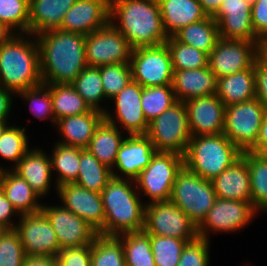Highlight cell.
Segmentation results:
<instances>
[{
  "mask_svg": "<svg viewBox=\"0 0 267 266\" xmlns=\"http://www.w3.org/2000/svg\"><path fill=\"white\" fill-rule=\"evenodd\" d=\"M37 37L42 83L71 84L87 66L86 35L57 29Z\"/></svg>",
  "mask_w": 267,
  "mask_h": 266,
  "instance_id": "obj_1",
  "label": "cell"
},
{
  "mask_svg": "<svg viewBox=\"0 0 267 266\" xmlns=\"http://www.w3.org/2000/svg\"><path fill=\"white\" fill-rule=\"evenodd\" d=\"M110 23L132 49L161 45L168 39L157 0H110Z\"/></svg>",
  "mask_w": 267,
  "mask_h": 266,
  "instance_id": "obj_2",
  "label": "cell"
},
{
  "mask_svg": "<svg viewBox=\"0 0 267 266\" xmlns=\"http://www.w3.org/2000/svg\"><path fill=\"white\" fill-rule=\"evenodd\" d=\"M134 180L112 177L102 189L104 236H118L144 229L145 208Z\"/></svg>",
  "mask_w": 267,
  "mask_h": 266,
  "instance_id": "obj_3",
  "label": "cell"
},
{
  "mask_svg": "<svg viewBox=\"0 0 267 266\" xmlns=\"http://www.w3.org/2000/svg\"><path fill=\"white\" fill-rule=\"evenodd\" d=\"M29 35L15 33L0 45V85L15 94L42 84L38 43Z\"/></svg>",
  "mask_w": 267,
  "mask_h": 266,
  "instance_id": "obj_4",
  "label": "cell"
},
{
  "mask_svg": "<svg viewBox=\"0 0 267 266\" xmlns=\"http://www.w3.org/2000/svg\"><path fill=\"white\" fill-rule=\"evenodd\" d=\"M241 151L222 133L191 137L184 166L206 180H212L241 157Z\"/></svg>",
  "mask_w": 267,
  "mask_h": 266,
  "instance_id": "obj_5",
  "label": "cell"
},
{
  "mask_svg": "<svg viewBox=\"0 0 267 266\" xmlns=\"http://www.w3.org/2000/svg\"><path fill=\"white\" fill-rule=\"evenodd\" d=\"M146 136L157 152H174L184 156L192 137L184 102L177 101L149 122Z\"/></svg>",
  "mask_w": 267,
  "mask_h": 266,
  "instance_id": "obj_6",
  "label": "cell"
},
{
  "mask_svg": "<svg viewBox=\"0 0 267 266\" xmlns=\"http://www.w3.org/2000/svg\"><path fill=\"white\" fill-rule=\"evenodd\" d=\"M216 198L211 180H206L183 166L176 176L170 201L199 225Z\"/></svg>",
  "mask_w": 267,
  "mask_h": 266,
  "instance_id": "obj_7",
  "label": "cell"
},
{
  "mask_svg": "<svg viewBox=\"0 0 267 266\" xmlns=\"http://www.w3.org/2000/svg\"><path fill=\"white\" fill-rule=\"evenodd\" d=\"M183 166L184 156L156 152L150 164L134 180L136 188L150 197L151 201L145 204L170 201L176 176Z\"/></svg>",
  "mask_w": 267,
  "mask_h": 266,
  "instance_id": "obj_8",
  "label": "cell"
},
{
  "mask_svg": "<svg viewBox=\"0 0 267 266\" xmlns=\"http://www.w3.org/2000/svg\"><path fill=\"white\" fill-rule=\"evenodd\" d=\"M266 107L258 99L226 106L223 134L241 151L257 142Z\"/></svg>",
  "mask_w": 267,
  "mask_h": 266,
  "instance_id": "obj_9",
  "label": "cell"
},
{
  "mask_svg": "<svg viewBox=\"0 0 267 266\" xmlns=\"http://www.w3.org/2000/svg\"><path fill=\"white\" fill-rule=\"evenodd\" d=\"M129 63L132 80L142 87L172 85L173 68L166 43L132 49Z\"/></svg>",
  "mask_w": 267,
  "mask_h": 266,
  "instance_id": "obj_10",
  "label": "cell"
},
{
  "mask_svg": "<svg viewBox=\"0 0 267 266\" xmlns=\"http://www.w3.org/2000/svg\"><path fill=\"white\" fill-rule=\"evenodd\" d=\"M145 205L143 230L147 234L185 239L188 242L199 237L198 225L171 201Z\"/></svg>",
  "mask_w": 267,
  "mask_h": 266,
  "instance_id": "obj_11",
  "label": "cell"
},
{
  "mask_svg": "<svg viewBox=\"0 0 267 266\" xmlns=\"http://www.w3.org/2000/svg\"><path fill=\"white\" fill-rule=\"evenodd\" d=\"M132 48L125 36L111 23L85 37V60L87 66L129 63Z\"/></svg>",
  "mask_w": 267,
  "mask_h": 266,
  "instance_id": "obj_12",
  "label": "cell"
},
{
  "mask_svg": "<svg viewBox=\"0 0 267 266\" xmlns=\"http://www.w3.org/2000/svg\"><path fill=\"white\" fill-rule=\"evenodd\" d=\"M259 54L254 42L219 38L209 54L208 67L219 79L249 69Z\"/></svg>",
  "mask_w": 267,
  "mask_h": 266,
  "instance_id": "obj_13",
  "label": "cell"
},
{
  "mask_svg": "<svg viewBox=\"0 0 267 266\" xmlns=\"http://www.w3.org/2000/svg\"><path fill=\"white\" fill-rule=\"evenodd\" d=\"M256 213L258 212L251 202L216 198L214 205L198 225L199 237L209 240V231H214L215 233L240 231L252 221Z\"/></svg>",
  "mask_w": 267,
  "mask_h": 266,
  "instance_id": "obj_14",
  "label": "cell"
},
{
  "mask_svg": "<svg viewBox=\"0 0 267 266\" xmlns=\"http://www.w3.org/2000/svg\"><path fill=\"white\" fill-rule=\"evenodd\" d=\"M15 230L27 255L56 256L60 249L57 235L41 210L36 213L20 215Z\"/></svg>",
  "mask_w": 267,
  "mask_h": 266,
  "instance_id": "obj_15",
  "label": "cell"
},
{
  "mask_svg": "<svg viewBox=\"0 0 267 266\" xmlns=\"http://www.w3.org/2000/svg\"><path fill=\"white\" fill-rule=\"evenodd\" d=\"M252 0H223L213 16L222 39L248 40L259 47L261 39L255 33L251 17Z\"/></svg>",
  "mask_w": 267,
  "mask_h": 266,
  "instance_id": "obj_16",
  "label": "cell"
},
{
  "mask_svg": "<svg viewBox=\"0 0 267 266\" xmlns=\"http://www.w3.org/2000/svg\"><path fill=\"white\" fill-rule=\"evenodd\" d=\"M41 210L57 235L60 249L90 245L98 235L82 218L62 205H42Z\"/></svg>",
  "mask_w": 267,
  "mask_h": 266,
  "instance_id": "obj_17",
  "label": "cell"
},
{
  "mask_svg": "<svg viewBox=\"0 0 267 266\" xmlns=\"http://www.w3.org/2000/svg\"><path fill=\"white\" fill-rule=\"evenodd\" d=\"M142 88L139 83L131 80L112 98L116 105V119L108 110L104 113V119L115 126L120 122V127L126 129L128 135H146L149 123L141 107Z\"/></svg>",
  "mask_w": 267,
  "mask_h": 266,
  "instance_id": "obj_18",
  "label": "cell"
},
{
  "mask_svg": "<svg viewBox=\"0 0 267 266\" xmlns=\"http://www.w3.org/2000/svg\"><path fill=\"white\" fill-rule=\"evenodd\" d=\"M62 206L78 215L99 235L104 236L105 212L101 194L82 188L76 183L57 187Z\"/></svg>",
  "mask_w": 267,
  "mask_h": 266,
  "instance_id": "obj_19",
  "label": "cell"
},
{
  "mask_svg": "<svg viewBox=\"0 0 267 266\" xmlns=\"http://www.w3.org/2000/svg\"><path fill=\"white\" fill-rule=\"evenodd\" d=\"M184 104L192 137L223 133L226 106L217 94L193 98Z\"/></svg>",
  "mask_w": 267,
  "mask_h": 266,
  "instance_id": "obj_20",
  "label": "cell"
},
{
  "mask_svg": "<svg viewBox=\"0 0 267 266\" xmlns=\"http://www.w3.org/2000/svg\"><path fill=\"white\" fill-rule=\"evenodd\" d=\"M110 23V0H76L65 13L60 30L88 35Z\"/></svg>",
  "mask_w": 267,
  "mask_h": 266,
  "instance_id": "obj_21",
  "label": "cell"
},
{
  "mask_svg": "<svg viewBox=\"0 0 267 266\" xmlns=\"http://www.w3.org/2000/svg\"><path fill=\"white\" fill-rule=\"evenodd\" d=\"M153 143L146 135H129L121 143L116 162L112 170V176L135 180L139 174L150 164L156 153ZM123 176L114 172V169Z\"/></svg>",
  "mask_w": 267,
  "mask_h": 266,
  "instance_id": "obj_22",
  "label": "cell"
},
{
  "mask_svg": "<svg viewBox=\"0 0 267 266\" xmlns=\"http://www.w3.org/2000/svg\"><path fill=\"white\" fill-rule=\"evenodd\" d=\"M172 87L177 101L217 93V78L209 67L188 70H173Z\"/></svg>",
  "mask_w": 267,
  "mask_h": 266,
  "instance_id": "obj_23",
  "label": "cell"
},
{
  "mask_svg": "<svg viewBox=\"0 0 267 266\" xmlns=\"http://www.w3.org/2000/svg\"><path fill=\"white\" fill-rule=\"evenodd\" d=\"M211 182L217 198L251 202L250 175L242 156Z\"/></svg>",
  "mask_w": 267,
  "mask_h": 266,
  "instance_id": "obj_24",
  "label": "cell"
},
{
  "mask_svg": "<svg viewBox=\"0 0 267 266\" xmlns=\"http://www.w3.org/2000/svg\"><path fill=\"white\" fill-rule=\"evenodd\" d=\"M10 170L22 177L39 197L43 198L51 188V159L38 148L29 150Z\"/></svg>",
  "mask_w": 267,
  "mask_h": 266,
  "instance_id": "obj_25",
  "label": "cell"
},
{
  "mask_svg": "<svg viewBox=\"0 0 267 266\" xmlns=\"http://www.w3.org/2000/svg\"><path fill=\"white\" fill-rule=\"evenodd\" d=\"M76 0H29V34L38 36L60 28Z\"/></svg>",
  "mask_w": 267,
  "mask_h": 266,
  "instance_id": "obj_26",
  "label": "cell"
},
{
  "mask_svg": "<svg viewBox=\"0 0 267 266\" xmlns=\"http://www.w3.org/2000/svg\"><path fill=\"white\" fill-rule=\"evenodd\" d=\"M162 24L168 37H173L183 27L207 17L198 0H157Z\"/></svg>",
  "mask_w": 267,
  "mask_h": 266,
  "instance_id": "obj_27",
  "label": "cell"
},
{
  "mask_svg": "<svg viewBox=\"0 0 267 266\" xmlns=\"http://www.w3.org/2000/svg\"><path fill=\"white\" fill-rule=\"evenodd\" d=\"M103 119L104 113L98 110L59 119L56 124L64 139L58 143L86 149Z\"/></svg>",
  "mask_w": 267,
  "mask_h": 266,
  "instance_id": "obj_28",
  "label": "cell"
},
{
  "mask_svg": "<svg viewBox=\"0 0 267 266\" xmlns=\"http://www.w3.org/2000/svg\"><path fill=\"white\" fill-rule=\"evenodd\" d=\"M216 94L225 106L256 98L255 62L249 69L217 79Z\"/></svg>",
  "mask_w": 267,
  "mask_h": 266,
  "instance_id": "obj_29",
  "label": "cell"
},
{
  "mask_svg": "<svg viewBox=\"0 0 267 266\" xmlns=\"http://www.w3.org/2000/svg\"><path fill=\"white\" fill-rule=\"evenodd\" d=\"M0 188L13 207L22 214L36 213L41 211L42 205L38 202L40 198L31 186L13 170L7 168L1 171Z\"/></svg>",
  "mask_w": 267,
  "mask_h": 266,
  "instance_id": "obj_30",
  "label": "cell"
},
{
  "mask_svg": "<svg viewBox=\"0 0 267 266\" xmlns=\"http://www.w3.org/2000/svg\"><path fill=\"white\" fill-rule=\"evenodd\" d=\"M121 133L118 124L115 126L103 119L95 128L93 137L86 149L102 164L112 169L119 147L125 138Z\"/></svg>",
  "mask_w": 267,
  "mask_h": 266,
  "instance_id": "obj_31",
  "label": "cell"
},
{
  "mask_svg": "<svg viewBox=\"0 0 267 266\" xmlns=\"http://www.w3.org/2000/svg\"><path fill=\"white\" fill-rule=\"evenodd\" d=\"M174 37L207 54H210L220 38L217 23L211 16L183 27Z\"/></svg>",
  "mask_w": 267,
  "mask_h": 266,
  "instance_id": "obj_32",
  "label": "cell"
},
{
  "mask_svg": "<svg viewBox=\"0 0 267 266\" xmlns=\"http://www.w3.org/2000/svg\"><path fill=\"white\" fill-rule=\"evenodd\" d=\"M251 184V204L258 212H267V154L244 151Z\"/></svg>",
  "mask_w": 267,
  "mask_h": 266,
  "instance_id": "obj_33",
  "label": "cell"
},
{
  "mask_svg": "<svg viewBox=\"0 0 267 266\" xmlns=\"http://www.w3.org/2000/svg\"><path fill=\"white\" fill-rule=\"evenodd\" d=\"M49 90L55 121L93 110L71 84H49Z\"/></svg>",
  "mask_w": 267,
  "mask_h": 266,
  "instance_id": "obj_34",
  "label": "cell"
},
{
  "mask_svg": "<svg viewBox=\"0 0 267 266\" xmlns=\"http://www.w3.org/2000/svg\"><path fill=\"white\" fill-rule=\"evenodd\" d=\"M112 170L87 149L80 148V167L74 183L89 191L101 193L112 178Z\"/></svg>",
  "mask_w": 267,
  "mask_h": 266,
  "instance_id": "obj_35",
  "label": "cell"
},
{
  "mask_svg": "<svg viewBox=\"0 0 267 266\" xmlns=\"http://www.w3.org/2000/svg\"><path fill=\"white\" fill-rule=\"evenodd\" d=\"M122 243L125 266H156L151 250L150 235L144 230L116 236Z\"/></svg>",
  "mask_w": 267,
  "mask_h": 266,
  "instance_id": "obj_36",
  "label": "cell"
},
{
  "mask_svg": "<svg viewBox=\"0 0 267 266\" xmlns=\"http://www.w3.org/2000/svg\"><path fill=\"white\" fill-rule=\"evenodd\" d=\"M54 146L50 159L52 172L56 171L58 174L55 182L57 190V187L62 184L76 181L80 167V148L62 145L57 142Z\"/></svg>",
  "mask_w": 267,
  "mask_h": 266,
  "instance_id": "obj_37",
  "label": "cell"
},
{
  "mask_svg": "<svg viewBox=\"0 0 267 266\" xmlns=\"http://www.w3.org/2000/svg\"><path fill=\"white\" fill-rule=\"evenodd\" d=\"M78 94L86 101L93 110L105 113L101 101L105 100L104 89L100 76V67L86 66L71 83ZM101 107H100V106Z\"/></svg>",
  "mask_w": 267,
  "mask_h": 266,
  "instance_id": "obj_38",
  "label": "cell"
},
{
  "mask_svg": "<svg viewBox=\"0 0 267 266\" xmlns=\"http://www.w3.org/2000/svg\"><path fill=\"white\" fill-rule=\"evenodd\" d=\"M91 266H125L121 241L116 236L98 234L91 244Z\"/></svg>",
  "mask_w": 267,
  "mask_h": 266,
  "instance_id": "obj_39",
  "label": "cell"
},
{
  "mask_svg": "<svg viewBox=\"0 0 267 266\" xmlns=\"http://www.w3.org/2000/svg\"><path fill=\"white\" fill-rule=\"evenodd\" d=\"M165 43L170 51L173 70L208 67L209 54L179 42L174 36L168 37Z\"/></svg>",
  "mask_w": 267,
  "mask_h": 266,
  "instance_id": "obj_40",
  "label": "cell"
},
{
  "mask_svg": "<svg viewBox=\"0 0 267 266\" xmlns=\"http://www.w3.org/2000/svg\"><path fill=\"white\" fill-rule=\"evenodd\" d=\"M176 102L172 85L142 88L141 107L148 123Z\"/></svg>",
  "mask_w": 267,
  "mask_h": 266,
  "instance_id": "obj_41",
  "label": "cell"
},
{
  "mask_svg": "<svg viewBox=\"0 0 267 266\" xmlns=\"http://www.w3.org/2000/svg\"><path fill=\"white\" fill-rule=\"evenodd\" d=\"M187 240L150 235L151 250L156 266H178Z\"/></svg>",
  "mask_w": 267,
  "mask_h": 266,
  "instance_id": "obj_42",
  "label": "cell"
},
{
  "mask_svg": "<svg viewBox=\"0 0 267 266\" xmlns=\"http://www.w3.org/2000/svg\"><path fill=\"white\" fill-rule=\"evenodd\" d=\"M25 130V127H15V124L14 126L8 125L0 138V156L13 161L14 167L30 150Z\"/></svg>",
  "mask_w": 267,
  "mask_h": 266,
  "instance_id": "obj_43",
  "label": "cell"
},
{
  "mask_svg": "<svg viewBox=\"0 0 267 266\" xmlns=\"http://www.w3.org/2000/svg\"><path fill=\"white\" fill-rule=\"evenodd\" d=\"M0 21L15 33H29V0H0Z\"/></svg>",
  "mask_w": 267,
  "mask_h": 266,
  "instance_id": "obj_44",
  "label": "cell"
},
{
  "mask_svg": "<svg viewBox=\"0 0 267 266\" xmlns=\"http://www.w3.org/2000/svg\"><path fill=\"white\" fill-rule=\"evenodd\" d=\"M29 103L31 112L36 118L50 119L52 125L56 124L52 98L50 95L49 84H40L39 86L28 88L16 94Z\"/></svg>",
  "mask_w": 267,
  "mask_h": 266,
  "instance_id": "obj_45",
  "label": "cell"
},
{
  "mask_svg": "<svg viewBox=\"0 0 267 266\" xmlns=\"http://www.w3.org/2000/svg\"><path fill=\"white\" fill-rule=\"evenodd\" d=\"M105 98L111 100L132 80L130 63H118L100 67Z\"/></svg>",
  "mask_w": 267,
  "mask_h": 266,
  "instance_id": "obj_46",
  "label": "cell"
},
{
  "mask_svg": "<svg viewBox=\"0 0 267 266\" xmlns=\"http://www.w3.org/2000/svg\"><path fill=\"white\" fill-rule=\"evenodd\" d=\"M19 233L6 229L0 235V266H22L25 257Z\"/></svg>",
  "mask_w": 267,
  "mask_h": 266,
  "instance_id": "obj_47",
  "label": "cell"
},
{
  "mask_svg": "<svg viewBox=\"0 0 267 266\" xmlns=\"http://www.w3.org/2000/svg\"><path fill=\"white\" fill-rule=\"evenodd\" d=\"M209 240L198 237L187 242L178 266H209Z\"/></svg>",
  "mask_w": 267,
  "mask_h": 266,
  "instance_id": "obj_48",
  "label": "cell"
},
{
  "mask_svg": "<svg viewBox=\"0 0 267 266\" xmlns=\"http://www.w3.org/2000/svg\"><path fill=\"white\" fill-rule=\"evenodd\" d=\"M56 257L59 266H91V244L61 249Z\"/></svg>",
  "mask_w": 267,
  "mask_h": 266,
  "instance_id": "obj_49",
  "label": "cell"
},
{
  "mask_svg": "<svg viewBox=\"0 0 267 266\" xmlns=\"http://www.w3.org/2000/svg\"><path fill=\"white\" fill-rule=\"evenodd\" d=\"M252 26L262 40L267 36V0H252Z\"/></svg>",
  "mask_w": 267,
  "mask_h": 266,
  "instance_id": "obj_50",
  "label": "cell"
},
{
  "mask_svg": "<svg viewBox=\"0 0 267 266\" xmlns=\"http://www.w3.org/2000/svg\"><path fill=\"white\" fill-rule=\"evenodd\" d=\"M256 98H258L267 109V59L260 54L255 60Z\"/></svg>",
  "mask_w": 267,
  "mask_h": 266,
  "instance_id": "obj_51",
  "label": "cell"
},
{
  "mask_svg": "<svg viewBox=\"0 0 267 266\" xmlns=\"http://www.w3.org/2000/svg\"><path fill=\"white\" fill-rule=\"evenodd\" d=\"M14 214L18 215L19 213L0 188V225L5 229H15L16 225L11 221Z\"/></svg>",
  "mask_w": 267,
  "mask_h": 266,
  "instance_id": "obj_52",
  "label": "cell"
},
{
  "mask_svg": "<svg viewBox=\"0 0 267 266\" xmlns=\"http://www.w3.org/2000/svg\"><path fill=\"white\" fill-rule=\"evenodd\" d=\"M14 92L0 85V122H8V115L12 106Z\"/></svg>",
  "mask_w": 267,
  "mask_h": 266,
  "instance_id": "obj_53",
  "label": "cell"
},
{
  "mask_svg": "<svg viewBox=\"0 0 267 266\" xmlns=\"http://www.w3.org/2000/svg\"><path fill=\"white\" fill-rule=\"evenodd\" d=\"M22 266H59L56 256L25 255Z\"/></svg>",
  "mask_w": 267,
  "mask_h": 266,
  "instance_id": "obj_54",
  "label": "cell"
},
{
  "mask_svg": "<svg viewBox=\"0 0 267 266\" xmlns=\"http://www.w3.org/2000/svg\"><path fill=\"white\" fill-rule=\"evenodd\" d=\"M250 151L259 154H267V109L260 126L256 145Z\"/></svg>",
  "mask_w": 267,
  "mask_h": 266,
  "instance_id": "obj_55",
  "label": "cell"
},
{
  "mask_svg": "<svg viewBox=\"0 0 267 266\" xmlns=\"http://www.w3.org/2000/svg\"><path fill=\"white\" fill-rule=\"evenodd\" d=\"M207 16L213 17L221 7L223 0H198Z\"/></svg>",
  "mask_w": 267,
  "mask_h": 266,
  "instance_id": "obj_56",
  "label": "cell"
},
{
  "mask_svg": "<svg viewBox=\"0 0 267 266\" xmlns=\"http://www.w3.org/2000/svg\"><path fill=\"white\" fill-rule=\"evenodd\" d=\"M14 34V31L10 27L0 21V45L7 42Z\"/></svg>",
  "mask_w": 267,
  "mask_h": 266,
  "instance_id": "obj_57",
  "label": "cell"
},
{
  "mask_svg": "<svg viewBox=\"0 0 267 266\" xmlns=\"http://www.w3.org/2000/svg\"><path fill=\"white\" fill-rule=\"evenodd\" d=\"M260 55L267 59V36L262 39L261 45L259 47Z\"/></svg>",
  "mask_w": 267,
  "mask_h": 266,
  "instance_id": "obj_58",
  "label": "cell"
},
{
  "mask_svg": "<svg viewBox=\"0 0 267 266\" xmlns=\"http://www.w3.org/2000/svg\"><path fill=\"white\" fill-rule=\"evenodd\" d=\"M7 126H8L7 122H0V138Z\"/></svg>",
  "mask_w": 267,
  "mask_h": 266,
  "instance_id": "obj_59",
  "label": "cell"
},
{
  "mask_svg": "<svg viewBox=\"0 0 267 266\" xmlns=\"http://www.w3.org/2000/svg\"><path fill=\"white\" fill-rule=\"evenodd\" d=\"M4 230L6 229L0 225V235L4 232Z\"/></svg>",
  "mask_w": 267,
  "mask_h": 266,
  "instance_id": "obj_60",
  "label": "cell"
},
{
  "mask_svg": "<svg viewBox=\"0 0 267 266\" xmlns=\"http://www.w3.org/2000/svg\"><path fill=\"white\" fill-rule=\"evenodd\" d=\"M2 170H4V169H3V167L1 166V167H0V175H1V171H2Z\"/></svg>",
  "mask_w": 267,
  "mask_h": 266,
  "instance_id": "obj_61",
  "label": "cell"
}]
</instances>
